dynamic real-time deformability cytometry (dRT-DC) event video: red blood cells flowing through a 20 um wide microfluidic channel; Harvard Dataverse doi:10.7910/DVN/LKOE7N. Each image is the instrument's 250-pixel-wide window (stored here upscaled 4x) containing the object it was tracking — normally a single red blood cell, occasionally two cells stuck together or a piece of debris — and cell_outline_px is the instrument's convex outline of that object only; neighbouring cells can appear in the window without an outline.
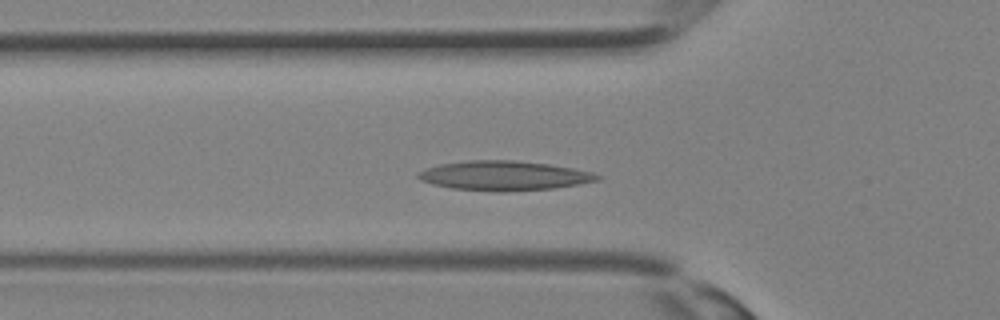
{"species": "Egyptian fruit bat (a non-hibernating species)", "species_latin": "Rousettus aegyptiacus", "temperature_condition": "room temperature", "stored_images_in_passage": 26, "segment_of_instrument_passage": [1, 2], "camera_frame_rate_fps": 3000, "um_per_image_px": 0.085, "animal": {"sex": "female"}, "frame": {"image": 1, "passage_image": 3, "time_ms": 0.667, "image_size_px": [1000, 320], "cell_outline_px": [[604, 176], [600, 180], [552, 188], [500, 192], [452, 188], [432, 184], [420, 180], [416, 176], [416, 172], [424, 168], [440, 164], [468, 160], [512, 160], [548, 164], [572, 168], [592, 172]], "centroid_in_image_um": [42.8, 14.93], "position_along_channel_um": 83.0, "area_um2": 30.81}}
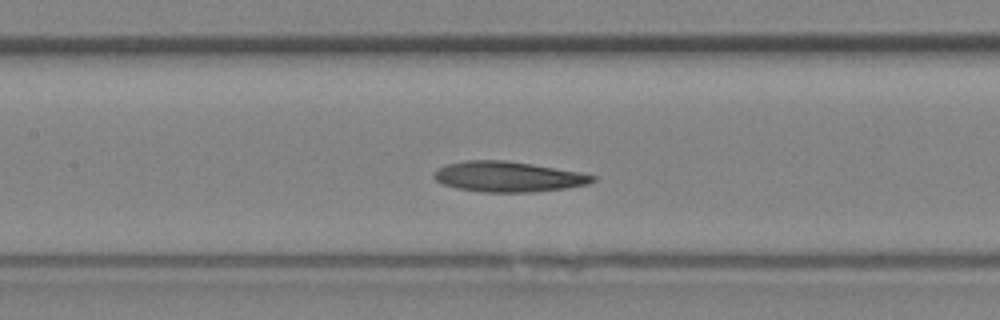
{"frame": {"image": 2, "passage_image": 7, "time_ms": 2.0, "image_size_px": [1000, 320], "cell_outline_px": [[596, 180], [588, 184], [568, 188], [532, 192], [484, 192], [456, 188], [444, 184], [436, 180], [432, 176], [440, 168], [448, 164], [464, 160], [504, 160], [532, 164], [580, 172], [596, 176]], "centroid_in_image_um": [43.22, 15.02], "position_along_channel_um": 164.2, "area_um2": 27.98}}
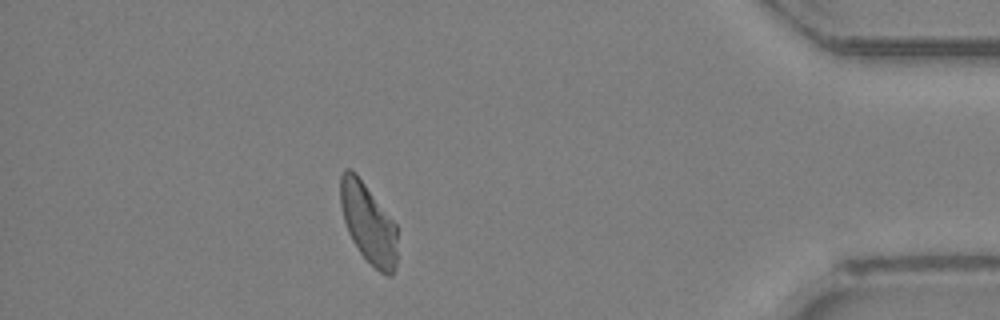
{"frame": {"image": 3, "passage_image": 21, "time_ms": 6.667, "image_size_px": [1000, 320], "cell_outline_px": [[396, 268], [392, 276], [388, 276], [380, 272], [360, 252], [352, 240], [348, 232], [344, 220], [340, 204], [340, 176], [344, 168], [352, 168], [356, 172], [396, 224]], "centroid_in_image_um": [31.29, 18.94], "position_along_channel_um": 403.9, "area_um2": 26.41}}